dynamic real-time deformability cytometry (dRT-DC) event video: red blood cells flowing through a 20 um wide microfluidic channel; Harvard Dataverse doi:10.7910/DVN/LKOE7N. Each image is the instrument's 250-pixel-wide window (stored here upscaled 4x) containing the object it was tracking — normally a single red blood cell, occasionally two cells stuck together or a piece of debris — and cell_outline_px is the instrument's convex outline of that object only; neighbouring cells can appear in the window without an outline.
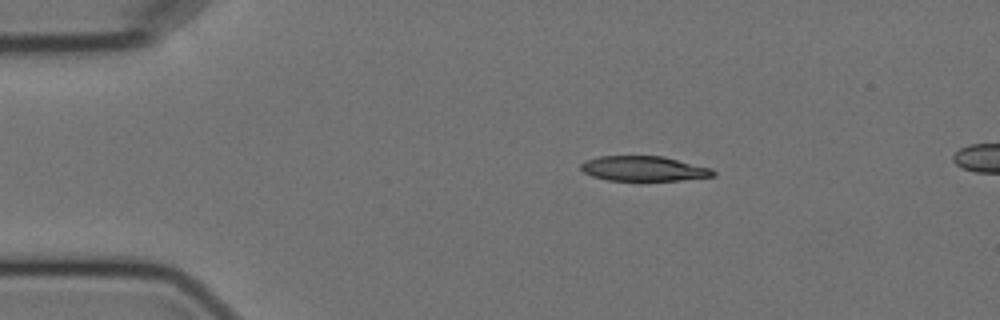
{"species": "Egyptian fruit bat (a non-hibernating species)", "species_latin": "Rousettus aegyptiacus", "temperature_condition": "cold", "stored_images_in_passage": 9, "camera_frame_rate_fps": 3000, "um_per_image_px": 0.085, "animal": {"sex": "female"}, "frame": {"image": 1, "passage_image": 1, "time_ms": 0.0, "image_size_px": [1000, 320], "cell_outline_px": [[716, 176], [680, 180], [640, 184], [608, 180], [592, 176], [584, 172], [580, 168], [580, 164], [584, 160], [600, 156], [664, 156], [712, 168], [716, 172]], "centroid_in_image_um": [54.73, 14.38], "position_along_channel_um": 30.3, "area_um2": 20.35}}
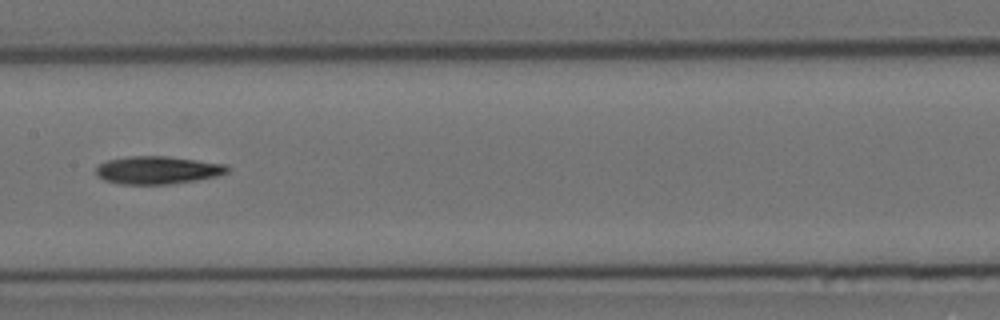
{"frame": {"image": 2, "passage_image": 6, "time_ms": 6.0, "image_size_px": [1000, 320], "cell_outline_px": [[232, 168], [228, 172], [216, 176], [196, 180], [168, 184], [120, 184], [104, 180], [96, 176], [96, 168], [100, 164], [108, 160], [128, 156], [164, 156], [228, 164]], "centroid_in_image_um": [13.41, 14.46], "position_along_channel_um": 194.0, "area_um2": 21.33}}
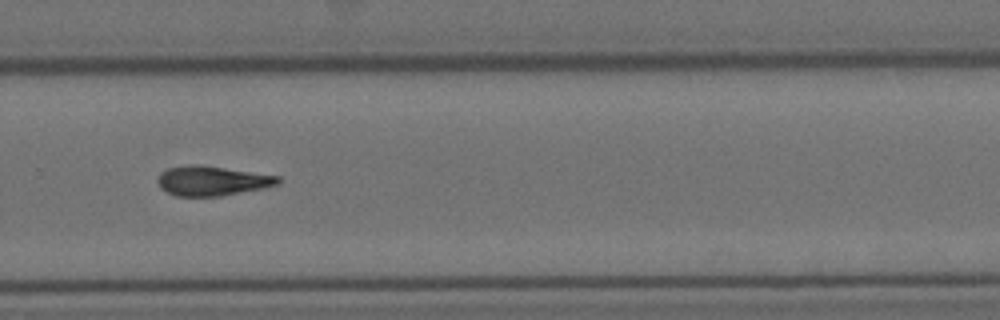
{"frame": {"image": 3, "passage_image": 9, "time_ms": 9.333, "image_size_px": [1000, 320], "cell_outline_px": [[280, 184], [264, 188], [220, 196], [176, 196], [160, 188], [156, 180], [160, 172], [168, 168], [188, 164], [196, 164], [280, 176]], "centroid_in_image_um": [18.0, 15.37], "position_along_channel_um": 311.8, "area_um2": 20.81}}